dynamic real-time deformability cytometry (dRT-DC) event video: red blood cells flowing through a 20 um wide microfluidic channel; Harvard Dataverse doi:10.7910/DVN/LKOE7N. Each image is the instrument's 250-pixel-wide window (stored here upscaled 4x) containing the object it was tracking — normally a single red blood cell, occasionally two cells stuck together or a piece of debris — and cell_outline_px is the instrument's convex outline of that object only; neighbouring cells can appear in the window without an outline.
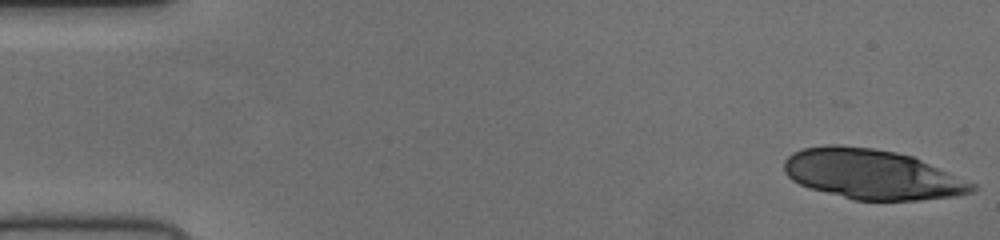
{"species": "human", "species_latin": "Homo sapiens", "temperature_condition": "cold", "stored_images_in_passage": 51, "camera_frame_rate_fps": 3000, "um_per_image_px": 0.085, "donor": {"sex": "female"}, "frame": {"image": 1, "passage_image": 1, "time_ms": 0.0, "image_size_px": [1000, 240], "cell_outline_px": [[976, 188], [968, 192], [952, 196], [920, 200], [852, 200], [808, 188], [792, 180], [788, 176], [784, 168], [784, 160], [788, 156], [804, 148], [872, 148], [912, 156], [972, 184]], "centroid_in_image_um": [74.06, 14.87], "position_along_channel_um": 10.9, "area_um2": 52.66}}